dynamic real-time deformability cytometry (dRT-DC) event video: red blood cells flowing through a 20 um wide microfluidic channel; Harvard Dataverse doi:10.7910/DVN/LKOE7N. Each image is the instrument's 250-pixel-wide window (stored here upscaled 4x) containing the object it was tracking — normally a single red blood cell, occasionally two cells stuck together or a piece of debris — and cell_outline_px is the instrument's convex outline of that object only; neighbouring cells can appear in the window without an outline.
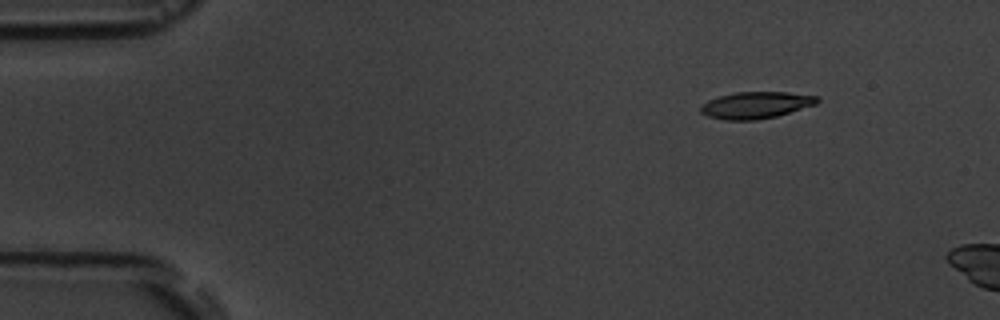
{"species": "common noctule bat (a hibernating species)", "species_latin": "Nyctalus noctula", "temperature_condition": "room temperature", "stored_images_in_passage": 3, "camera_frame_rate_fps": 3000, "um_per_image_px": 0.085, "animal": {"sex": "male", "body_mass_g": 19.5, "forearm_length_mm": 54.6}, "frame": {"image": 1, "passage_image": 2, "time_ms": 1.333, "image_size_px": [1000, 320], "cell_outline_px": [[820, 100], [816, 104], [776, 116], [756, 120], [724, 120], [708, 116], [700, 112], [700, 108], [708, 100], [720, 96], [736, 92], [788, 92], [820, 96]], "centroid_in_image_um": [64.27, 8.93], "position_along_channel_um": 20.7, "area_um2": 18.09}}